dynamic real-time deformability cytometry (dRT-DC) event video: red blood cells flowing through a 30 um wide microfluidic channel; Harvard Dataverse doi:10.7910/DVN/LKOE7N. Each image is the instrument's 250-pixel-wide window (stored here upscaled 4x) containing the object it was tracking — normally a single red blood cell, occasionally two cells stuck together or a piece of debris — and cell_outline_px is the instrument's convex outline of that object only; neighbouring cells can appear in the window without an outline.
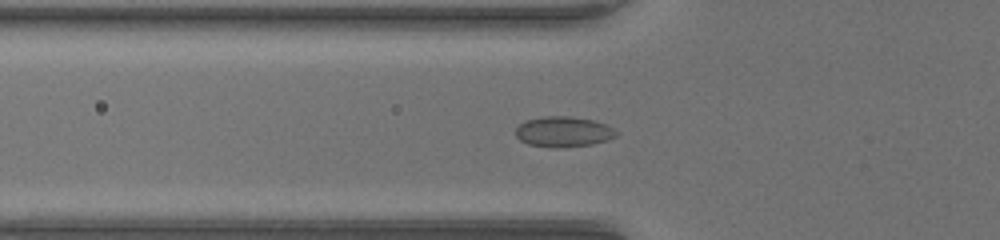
{"species": "common noctule bat (a hibernating species)", "species_latin": "Nyctalus noctula", "temperature_condition": "warm", "stored_images_in_passage": 53, "camera_frame_rate_fps": 3000, "um_per_image_px": 0.085, "animal": {"sex": "female", "body_mass_g": 17.0, "forearm_length_mm": 48.0}, "frame": {"image": 1, "passage_image": 19, "time_ms": 6.0, "image_size_px": [1000, 240], "cell_outline_px": [[620, 132], [616, 136], [608, 140], [592, 144], [560, 148], [552, 148], [528, 144], [520, 140], [516, 136], [516, 128], [520, 124], [528, 120], [544, 116], [572, 116], [592, 120], [604, 124]], "centroid_in_image_um": [47.9, 11.21], "position_along_channel_um": 77.9, "area_um2": 17.86}}
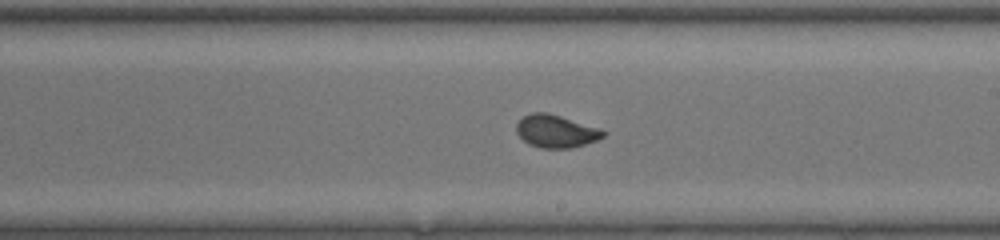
{"frame": {"image": 2, "passage_image": 31, "time_ms": 10.0, "image_size_px": [1000, 240], "cell_outline_px": [[608, 132], [604, 136], [596, 140], [572, 148], [540, 148], [528, 144], [516, 132], [516, 124], [524, 116], [532, 112], [548, 112], [600, 128]], "centroid_in_image_um": [47.26, 11.15], "position_along_channel_um": 241.7, "area_um2": 16.59}}
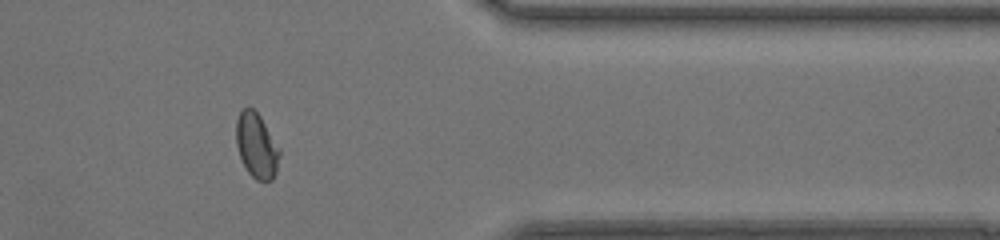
{"frame": {"image": 3, "passage_image": 43, "time_ms": 14.0, "image_size_px": [1000, 240], "cell_outline_px": [[280, 156], [276, 172], [272, 180], [256, 180], [248, 172], [240, 156], [236, 144], [236, 120], [240, 112], [248, 104], [260, 116], [280, 148]], "centroid_in_image_um": [21.81, 12.36], "position_along_channel_um": 389.6, "area_um2": 16.42}}